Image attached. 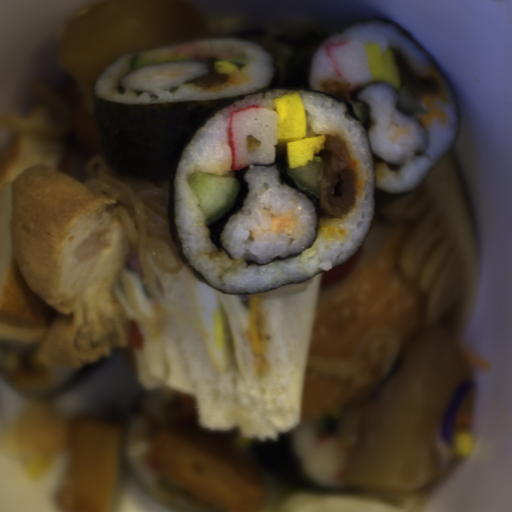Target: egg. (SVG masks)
Returning <instances> with one entry per match:
<instances>
[{"instance_id":"obj_1","label":"egg","mask_w":512,"mask_h":512,"mask_svg":"<svg viewBox=\"0 0 512 512\" xmlns=\"http://www.w3.org/2000/svg\"><path fill=\"white\" fill-rule=\"evenodd\" d=\"M279 117L278 147L285 148V158L290 168L313 162L315 154L326 149V135L308 136L304 101L299 91L286 92L274 98Z\"/></svg>"},{"instance_id":"obj_2","label":"egg","mask_w":512,"mask_h":512,"mask_svg":"<svg viewBox=\"0 0 512 512\" xmlns=\"http://www.w3.org/2000/svg\"><path fill=\"white\" fill-rule=\"evenodd\" d=\"M194 279L208 360L217 374H224L235 358L228 317L218 290Z\"/></svg>"},{"instance_id":"obj_3","label":"egg","mask_w":512,"mask_h":512,"mask_svg":"<svg viewBox=\"0 0 512 512\" xmlns=\"http://www.w3.org/2000/svg\"><path fill=\"white\" fill-rule=\"evenodd\" d=\"M372 81L390 83L396 90L401 88V73L397 67L391 48L382 51L379 43L369 42L363 45Z\"/></svg>"},{"instance_id":"obj_4","label":"egg","mask_w":512,"mask_h":512,"mask_svg":"<svg viewBox=\"0 0 512 512\" xmlns=\"http://www.w3.org/2000/svg\"><path fill=\"white\" fill-rule=\"evenodd\" d=\"M239 70V64H234L229 60H216L215 62V71L218 75L221 74H233L234 71Z\"/></svg>"},{"instance_id":"obj_5","label":"egg","mask_w":512,"mask_h":512,"mask_svg":"<svg viewBox=\"0 0 512 512\" xmlns=\"http://www.w3.org/2000/svg\"><path fill=\"white\" fill-rule=\"evenodd\" d=\"M182 60H193L191 56L188 54H172V55H166V56H157L156 62L161 61H182Z\"/></svg>"}]
</instances>
